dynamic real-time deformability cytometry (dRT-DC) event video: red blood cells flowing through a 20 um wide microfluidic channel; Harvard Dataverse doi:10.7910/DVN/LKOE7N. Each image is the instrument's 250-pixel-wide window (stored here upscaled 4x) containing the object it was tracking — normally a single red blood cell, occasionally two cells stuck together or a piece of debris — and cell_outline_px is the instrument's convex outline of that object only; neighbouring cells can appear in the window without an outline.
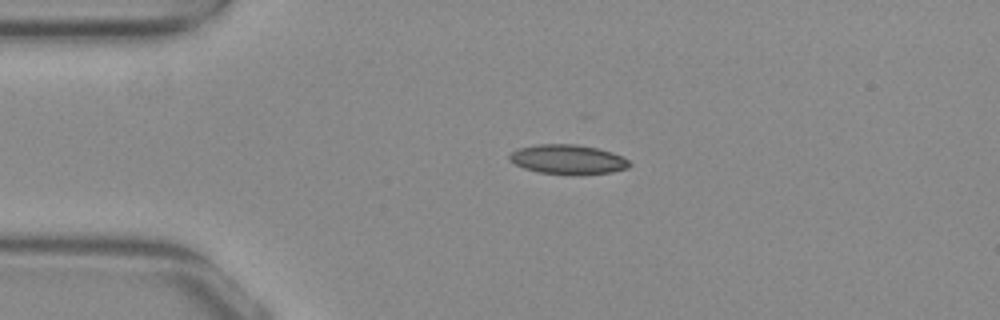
{"species": "common noctule bat (a hibernating species)", "species_latin": "Nyctalus noctula", "temperature_condition": "warm", "stored_images_in_passage": 42, "camera_frame_rate_fps": 3000, "um_per_image_px": 0.085, "animal": {"sex": "female", "body_mass_g": 29.2, "forearm_length_mm": 56.3}, "frame": {"image": 1, "passage_image": 1, "time_ms": 0.0, "image_size_px": [1000, 320], "cell_outline_px": [[632, 164], [628, 168], [612, 172], [580, 176], [540, 172], [524, 168], [508, 160], [508, 156], [516, 148], [536, 144], [576, 144], [596, 148], [612, 152], [628, 160]], "centroid_in_image_um": [48.27, 13.56], "position_along_channel_um": 36.7, "area_um2": 20.92}}
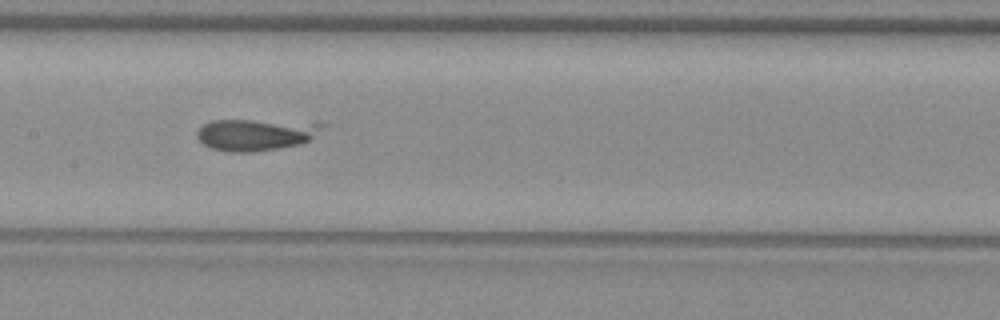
{"frame": {"image": 2, "passage_image": 15, "time_ms": 4.667, "image_size_px": [1000, 320], "cell_outline_px": [[328, 124], [308, 140], [300, 144], [280, 148], [252, 152], [228, 152], [212, 148], [204, 144], [196, 136], [196, 132], [204, 124], [212, 120], [252, 120]], "centroid_in_image_um": [21.69, 11.45], "position_along_channel_um": 185.7, "area_um2": 22.83}}
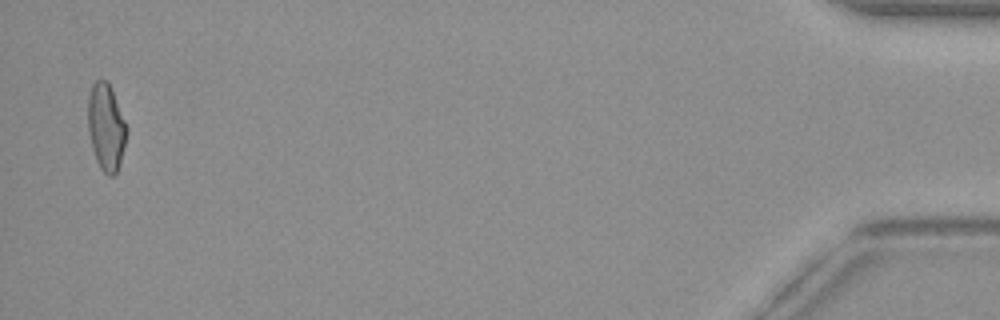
{"frame": {"image": 3, "passage_image": 41, "time_ms": 13.333, "image_size_px": [1000, 320], "cell_outline_px": [[128, 128], [120, 164], [116, 172], [112, 176], [108, 176], [100, 168], [96, 160], [92, 148], [88, 128], [88, 96], [92, 84], [96, 80], [108, 80], [112, 88]], "centroid_in_image_um": [9.02, 10.78], "position_along_channel_um": 426.2, "area_um2": 19.71}}